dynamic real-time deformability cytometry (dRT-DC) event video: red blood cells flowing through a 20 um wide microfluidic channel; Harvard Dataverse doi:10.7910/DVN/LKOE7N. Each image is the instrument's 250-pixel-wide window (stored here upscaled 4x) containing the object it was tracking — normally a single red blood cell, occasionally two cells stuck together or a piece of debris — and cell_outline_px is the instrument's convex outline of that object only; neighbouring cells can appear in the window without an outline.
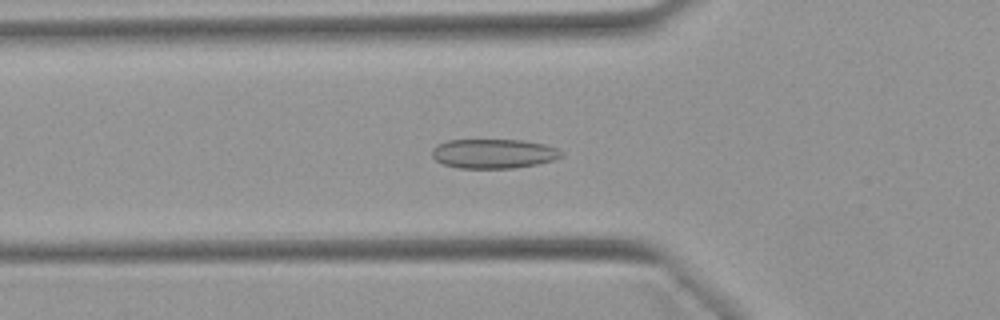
{"species": "Egyptian fruit bat (a non-hibernating species)", "species_latin": "Rousettus aegyptiacus", "temperature_condition": "warm", "stored_images_in_passage": 52, "camera_frame_rate_fps": 3000, "um_per_image_px": 0.085, "animal": {"sex": "female"}, "frame": {"image": 1, "passage_image": 18, "time_ms": 5.667, "image_size_px": [1000, 320], "cell_outline_px": [[564, 156], [552, 160], [536, 164], [516, 168], [460, 168], [444, 164], [436, 160], [432, 156], [432, 148], [436, 144], [448, 140], [524, 140], [544, 144], [556, 148], [564, 152]], "centroid_in_image_um": [41.96, 13.05], "position_along_channel_um": 83.8, "area_um2": 22.25}}
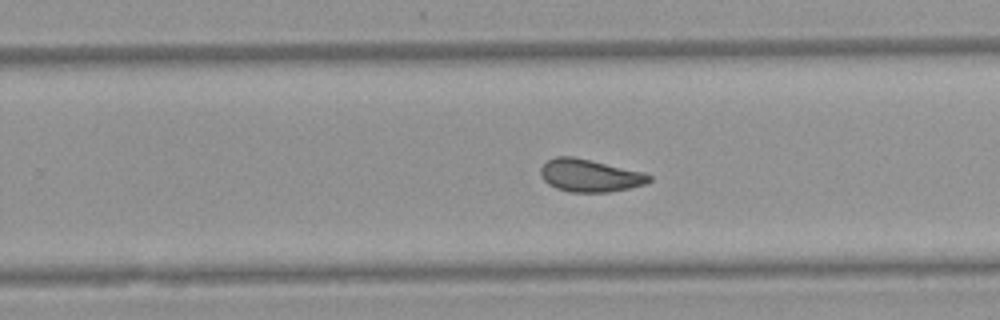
{"frame": {"image": 2, "passage_image": 33, "time_ms": 10.667, "image_size_px": [1000, 320], "cell_outline_px": [[652, 180], [644, 184], [628, 188], [608, 192], [568, 192], [556, 188], [548, 184], [544, 180], [540, 172], [540, 168], [548, 160], [556, 156], [572, 156], [644, 172], [652, 176]], "centroid_in_image_um": [50.12, 14.92], "position_along_channel_um": 279.7, "area_um2": 20.52}}
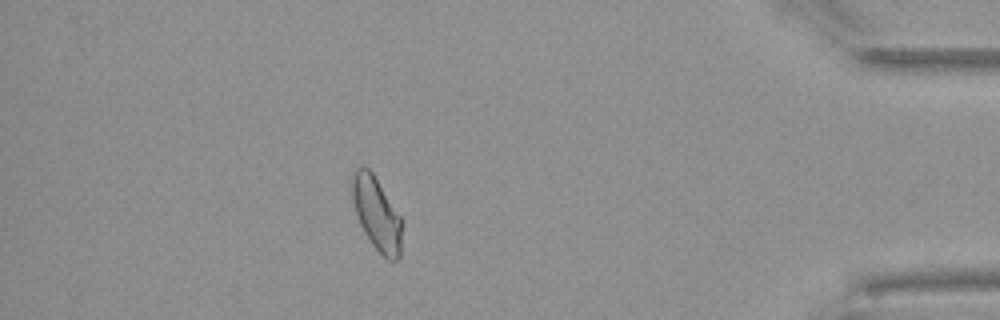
{"frame": {"image": 3, "passage_image": 46, "time_ms": 15.0, "image_size_px": [1000, 320], "cell_outline_px": [[400, 256], [396, 260], [388, 260], [372, 244], [364, 232], [360, 224], [356, 212], [352, 196], [352, 176], [356, 168], [368, 168], [372, 172], [400, 216]], "centroid_in_image_um": [31.99, 18.16], "position_along_channel_um": 403.2, "area_um2": 20.46}, "authors_computed_cell_mechanics": {"area_um2": 21.4727, "velocity_mm_per_s": 3.9222, "shape_relaxation_time_tau1_ms": 5.9447, "shape_relaxation_time_tau2_ms": 1.597, "deformation_change_tau1": 0.1163, "deformation_change_tau2": 0.0639}}